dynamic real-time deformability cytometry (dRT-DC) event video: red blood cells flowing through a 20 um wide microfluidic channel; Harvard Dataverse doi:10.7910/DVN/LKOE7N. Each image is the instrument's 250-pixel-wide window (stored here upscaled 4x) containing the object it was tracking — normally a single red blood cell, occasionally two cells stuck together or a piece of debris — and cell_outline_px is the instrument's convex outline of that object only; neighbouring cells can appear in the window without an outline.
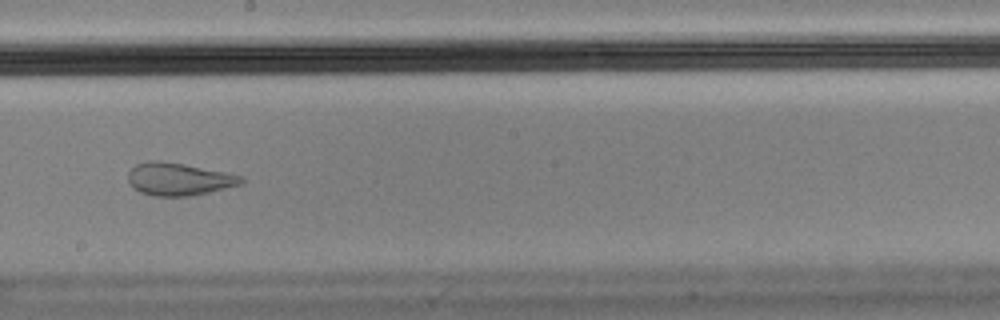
{"species": "Egyptian fruit bat (a non-hibernating species)", "species_latin": "Rousettus aegyptiacus", "temperature_condition": "cold", "stored_images_in_passage": 9, "camera_frame_rate_fps": 3000, "um_per_image_px": 0.085, "animal": {"sex": "male"}, "frame": {"image": 1, "passage_image": 9, "time_ms": 2.667, "image_size_px": [1000, 320], "cell_outline_px": [[244, 184], [192, 196], [156, 196], [140, 192], [128, 180], [128, 172], [136, 164], [148, 160], [160, 160], [184, 164], [244, 176]], "centroid_in_image_um": [15.23, 15.22], "position_along_channel_um": 233.0, "area_um2": 21.5}}